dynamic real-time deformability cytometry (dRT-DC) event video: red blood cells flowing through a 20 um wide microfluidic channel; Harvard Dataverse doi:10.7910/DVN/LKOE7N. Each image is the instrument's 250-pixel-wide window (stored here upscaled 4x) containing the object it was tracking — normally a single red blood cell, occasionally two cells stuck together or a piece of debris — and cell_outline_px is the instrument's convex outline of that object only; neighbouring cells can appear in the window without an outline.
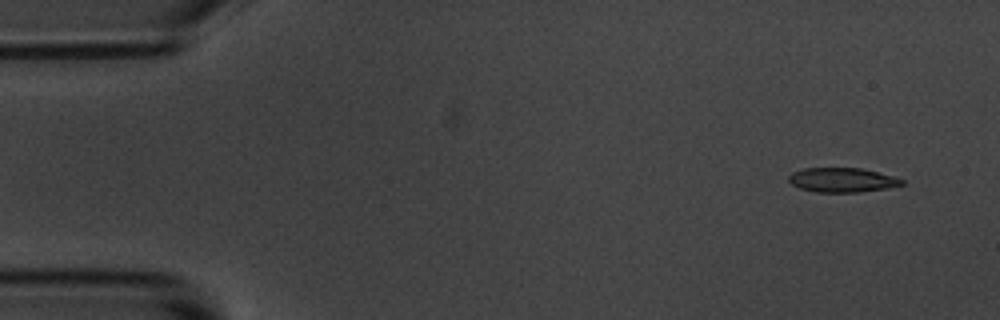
{"species": "common noctule bat (a hibernating species)", "species_latin": "Nyctalus noctula", "temperature_condition": "room temperature", "stored_images_in_passage": 4, "camera_frame_rate_fps": 3000, "um_per_image_px": 0.085, "animal": {"sex": "male", "body_mass_g": 20.1, "forearm_length_mm": 53.5}, "frame": {"image": 1, "passage_image": 1, "time_ms": 0.0, "image_size_px": [1000, 320], "cell_outline_px": [[904, 184], [888, 188], [860, 192], [816, 192], [800, 188], [792, 184], [788, 180], [788, 176], [792, 172], [804, 168], [860, 168], [892, 176], [904, 180]], "centroid_in_image_um": [71.56, 15.3], "position_along_channel_um": 13.4, "area_um2": 16.01}}
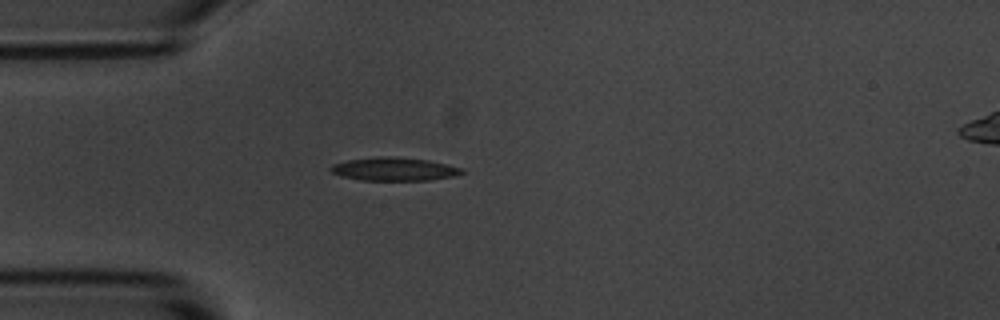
{"frame": {"image": 2, "passage_image": 4, "time_ms": 3.667, "image_size_px": [1000, 320], "cell_outline_px": [[464, 172], [452, 176], [428, 180], [360, 180], [340, 176], [332, 172], [328, 168], [332, 164], [348, 160], [380, 156], [388, 156], [428, 160], [464, 168]], "centroid_in_image_um": [33.47, 14.37], "position_along_channel_um": 51.5, "area_um2": 17.69}}